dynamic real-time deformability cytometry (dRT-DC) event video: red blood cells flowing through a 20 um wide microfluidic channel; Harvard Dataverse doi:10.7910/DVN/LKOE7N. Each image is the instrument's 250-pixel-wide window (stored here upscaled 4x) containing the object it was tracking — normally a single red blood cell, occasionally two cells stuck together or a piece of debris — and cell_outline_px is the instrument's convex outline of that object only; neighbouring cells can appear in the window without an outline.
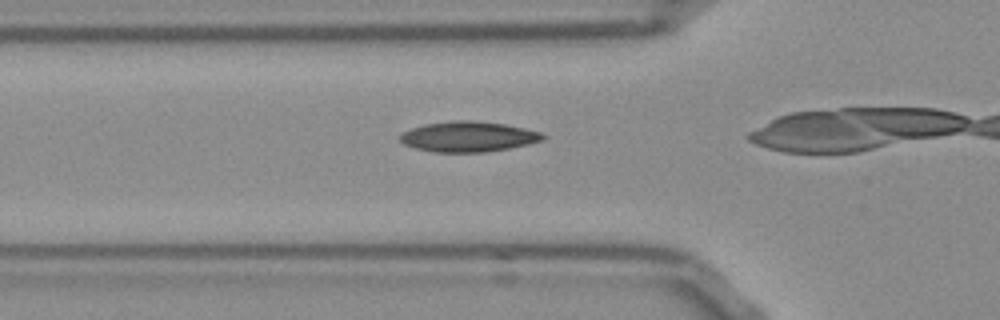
{"species": "Egyptian fruit bat (a non-hibernating species)", "species_latin": "Rousettus aegyptiacus", "temperature_condition": "room temperature", "stored_images_in_passage": 21, "camera_frame_rate_fps": 3000, "um_per_image_px": 0.085, "frame": {"image": 1, "passage_image": 4, "time_ms": 1.0, "image_size_px": [1000, 320], "cell_outline_px": [[544, 136], [540, 140], [528, 144], [508, 148], [484, 152], [432, 152], [416, 148], [404, 144], [400, 140], [400, 136], [404, 132], [412, 128], [424, 124], [452, 120], [472, 120], [504, 124], [524, 128], [540, 132]], "centroid_in_image_um": [39.76, 11.61], "position_along_channel_um": 86.0, "area_um2": 24.97}}
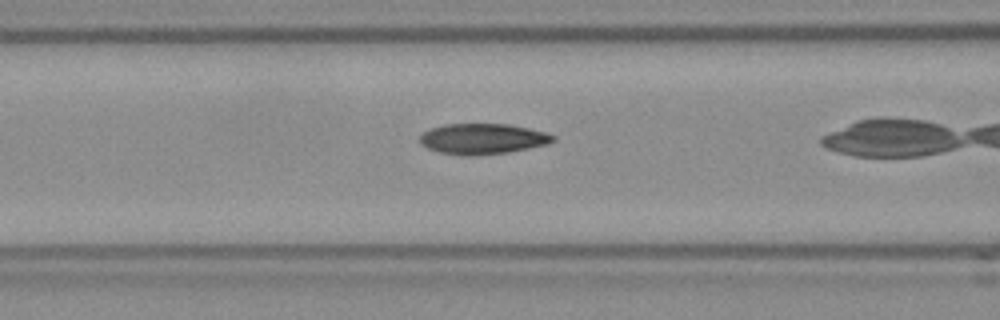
{"frame": {"image": 2, "passage_image": 7, "time_ms": 2.0, "image_size_px": [1000, 320], "cell_outline_px": [[556, 140], [548, 144], [508, 152], [472, 156], [464, 156], [440, 152], [428, 148], [420, 144], [420, 136], [424, 132], [432, 128], [444, 124], [508, 124], [528, 128], [544, 132], [556, 136]], "centroid_in_image_um": [41.03, 11.8], "position_along_channel_um": 125.6, "area_um2": 23.7}}